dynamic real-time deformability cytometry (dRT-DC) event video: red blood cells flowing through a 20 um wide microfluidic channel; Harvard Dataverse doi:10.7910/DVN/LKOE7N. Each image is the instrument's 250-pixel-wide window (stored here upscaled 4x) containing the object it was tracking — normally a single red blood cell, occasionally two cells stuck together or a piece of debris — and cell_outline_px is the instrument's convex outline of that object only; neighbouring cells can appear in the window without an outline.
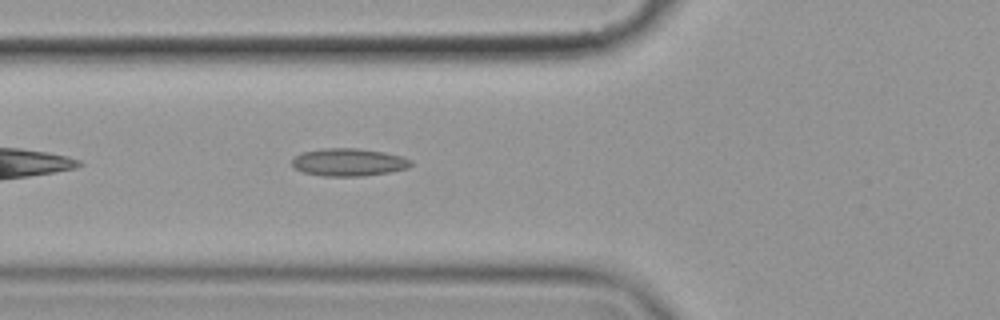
{"species": "common noctule bat (a hibernating species)", "species_latin": "Nyctalus noctula", "temperature_condition": "cold", "stored_images_in_passage": 36, "camera_frame_rate_fps": 3000, "um_per_image_px": 0.085, "animal": {"sex": "female", "body_mass_g": 19.9}, "frame": {"image": 1, "passage_image": 5, "time_ms": 1.333, "image_size_px": [1000, 320], "cell_outline_px": [[412, 164], [408, 168], [388, 172], [364, 176], [324, 176], [304, 172], [296, 168], [292, 164], [292, 160], [296, 156], [304, 152], [320, 148], [356, 148], [384, 152], [400, 156], [412, 160]], "centroid_in_image_um": [29.65, 13.78], "position_along_channel_um": 96.1, "area_um2": 19.02}}
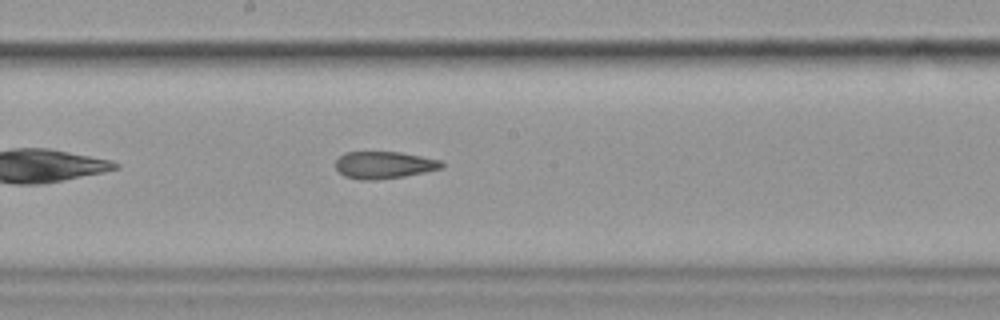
{"frame": {"image": 2, "passage_image": 15, "time_ms": 4.667, "image_size_px": [1000, 320], "cell_outline_px": [[444, 168], [404, 176], [376, 180], [360, 180], [344, 176], [336, 168], [336, 160], [344, 152], [400, 152], [440, 160], [444, 164]], "centroid_in_image_um": [32.64, 14.03], "position_along_channel_um": 215.6, "area_um2": 16.76}}
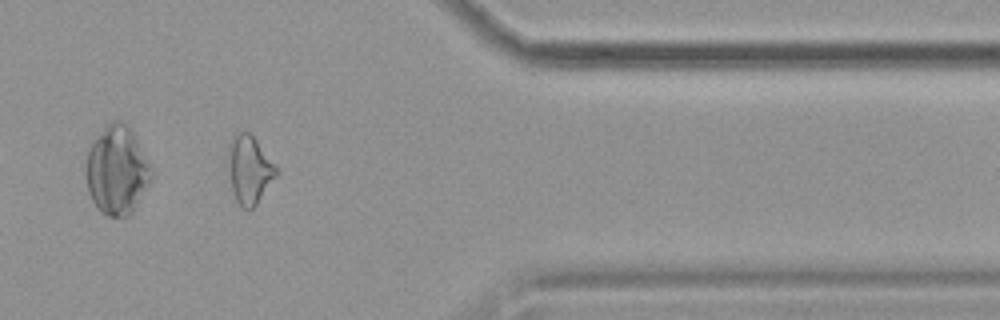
{"frame": {"image": 3, "passage_image": 31, "time_ms": 10.0, "image_size_px": [1000, 320], "cell_outline_px": [[280, 172], [256, 204], [252, 208], [244, 208], [236, 200], [232, 188], [228, 144], [244, 128], [256, 140]], "centroid_in_image_um": [21.23, 14.41], "position_along_channel_um": 390.2, "area_um2": 18.38}, "authors_computed_cell_mechanics": {"area_um2": 17.918, "velocity_mm_per_s": 3.5777, "shape_relaxation_time_tau1_ms": null, "shape_relaxation_time_tau2_ms": 4.0145, "deformation_change_tau1": null, "deformation_change_tau2": 0.1085}}